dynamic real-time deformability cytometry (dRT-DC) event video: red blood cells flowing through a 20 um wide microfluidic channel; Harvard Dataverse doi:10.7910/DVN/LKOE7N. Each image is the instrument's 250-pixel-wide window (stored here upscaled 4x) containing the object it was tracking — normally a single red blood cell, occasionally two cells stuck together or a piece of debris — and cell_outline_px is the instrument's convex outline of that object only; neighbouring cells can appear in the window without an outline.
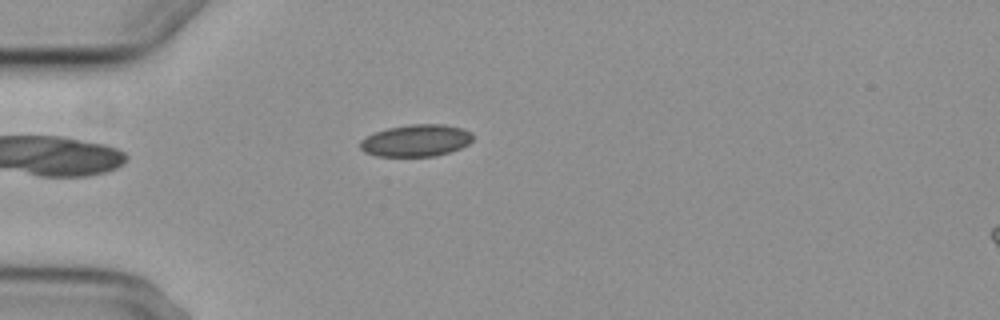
{"species": "common noctule bat (a hibernating species)", "species_latin": "Nyctalus noctula", "temperature_condition": "cold", "stored_images_in_passage": 1, "camera_frame_rate_fps": 3000, "um_per_image_px": 0.085, "animal": {"sex": "female", "body_mass_g": 29.2, "forearm_length_mm": 56.3}, "frame": {"image": 1, "passage_image": 1, "time_ms": 0.0, "image_size_px": [1000, 320], "cell_outline_px": [[472, 140], [468, 144], [460, 148], [436, 156], [376, 156], [364, 152], [360, 148], [360, 140], [364, 136], [388, 128], [408, 124], [444, 124], [464, 128], [472, 132]], "centroid_in_image_um": [35.36, 11.94], "position_along_channel_um": 49.6, "area_um2": 21.15}}